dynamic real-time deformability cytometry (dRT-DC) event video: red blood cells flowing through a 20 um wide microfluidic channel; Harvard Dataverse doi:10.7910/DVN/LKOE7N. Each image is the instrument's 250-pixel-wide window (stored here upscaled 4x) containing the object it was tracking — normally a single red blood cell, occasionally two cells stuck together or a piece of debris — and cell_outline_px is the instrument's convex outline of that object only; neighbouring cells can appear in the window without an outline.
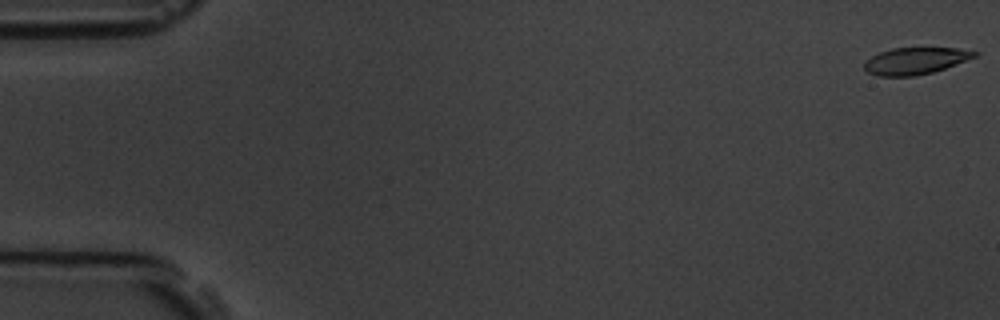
{"species": "common noctule bat (a hibernating species)", "species_latin": "Nyctalus noctula", "temperature_condition": "room temperature", "stored_images_in_passage": 5, "camera_frame_rate_fps": 3000, "um_per_image_px": 0.085, "animal": {"sex": "male", "body_mass_g": 19.5, "forearm_length_mm": 54.6}, "frame": {"image": 1, "passage_image": 1, "time_ms": 0.0, "image_size_px": [1000, 320], "cell_outline_px": [[980, 52], [976, 56], [944, 68], [932, 72], [916, 76], [880, 76], [868, 72], [864, 68], [864, 60], [880, 52], [892, 48], [956, 48]], "centroid_in_image_um": [77.77, 5.17], "position_along_channel_um": 7.2, "area_um2": 17.05}}
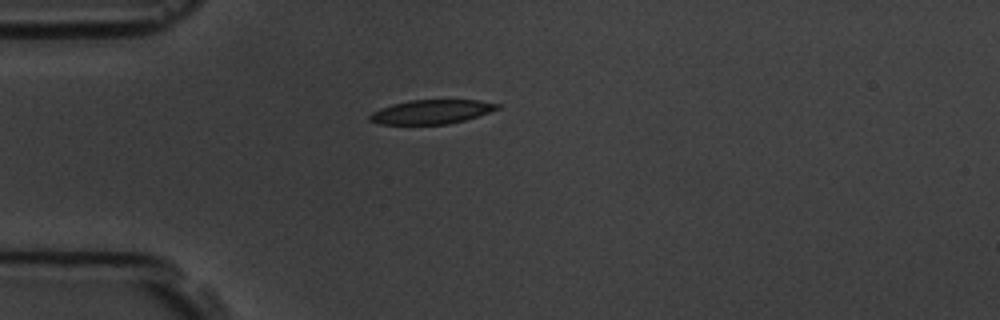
{"frame": {"image": 2, "passage_image": 5, "time_ms": 4.667, "image_size_px": [1000, 320], "cell_outline_px": [[500, 108], [464, 120], [448, 124], [380, 124], [368, 120], [368, 116], [372, 112], [380, 108], [392, 104], [408, 100], [480, 100], [500, 104]], "centroid_in_image_um": [36.64, 9.5], "position_along_channel_um": 48.4, "area_um2": 17.86}}